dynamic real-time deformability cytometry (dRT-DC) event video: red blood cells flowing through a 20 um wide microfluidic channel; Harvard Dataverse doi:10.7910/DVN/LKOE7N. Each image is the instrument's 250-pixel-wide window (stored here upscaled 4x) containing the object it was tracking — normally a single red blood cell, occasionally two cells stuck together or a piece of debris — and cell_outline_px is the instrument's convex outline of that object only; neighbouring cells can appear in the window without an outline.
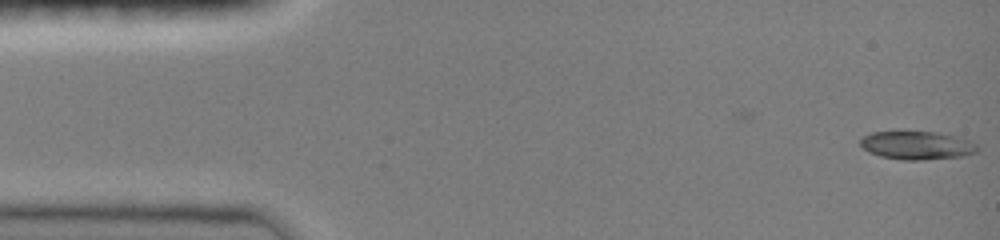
{"species": "common noctule bat (a hibernating species)", "species_latin": "Nyctalus noctula", "temperature_condition": "room temperature", "stored_images_in_passage": 5, "camera_frame_rate_fps": 3000, "um_per_image_px": 0.085, "animal": {"sex": "female", "body_mass_g": 19.0, "forearm_length_mm": 51.5}, "frame": {"image": 1, "passage_image": 5, "time_ms": 1.333, "image_size_px": [1000, 240], "cell_outline_px": [[980, 148], [976, 152], [960, 156], [924, 160], [900, 160], [880, 156], [868, 152], [860, 144], [860, 140], [864, 136], [872, 132], [936, 132], [956, 136], [968, 140], [976, 144]], "centroid_in_image_um": [77.93, 12.36], "position_along_channel_um": 7.1, "area_um2": 19.19}}